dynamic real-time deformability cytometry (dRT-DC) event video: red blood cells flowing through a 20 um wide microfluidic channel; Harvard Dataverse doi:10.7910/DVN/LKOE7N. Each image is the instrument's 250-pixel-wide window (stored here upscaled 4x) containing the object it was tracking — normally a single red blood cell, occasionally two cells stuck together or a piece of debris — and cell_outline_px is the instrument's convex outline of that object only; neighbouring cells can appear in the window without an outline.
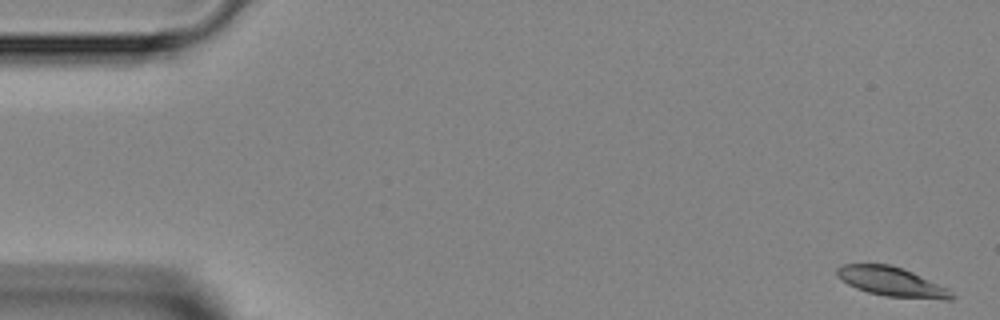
{"species": "Egyptian fruit bat (a non-hibernating species)", "species_latin": "Rousettus aegyptiacus", "temperature_condition": "room temperature", "stored_images_in_passage": 40, "camera_frame_rate_fps": 3000, "um_per_image_px": 0.085, "animal": {"sex": "female"}, "frame": {"image": 1, "passage_image": 1, "time_ms": 0.0, "image_size_px": [1000, 320], "cell_outline_px": [[956, 296], [952, 300], [944, 300], [884, 296], [868, 292], [856, 288], [840, 280], [836, 272], [836, 268], [844, 264], [892, 264], [912, 272], [948, 288]], "centroid_in_image_um": [75.82, 23.96], "position_along_channel_um": 9.2, "area_um2": 19.71}}
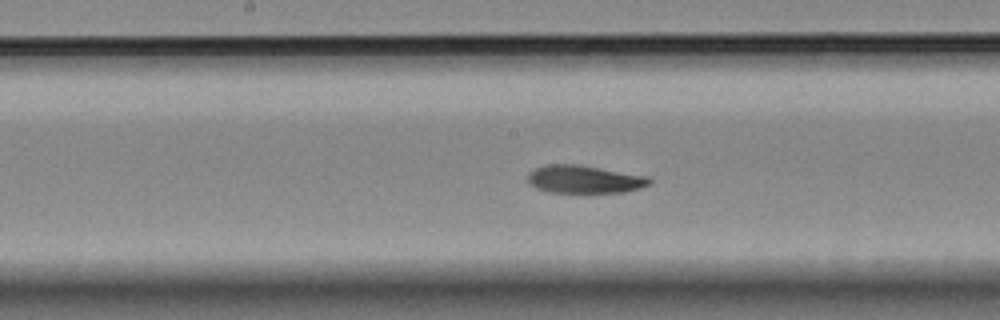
{"frame": {"image": 2, "passage_image": 23, "time_ms": 7.333, "image_size_px": [1000, 320], "cell_outline_px": [[652, 184], [640, 188], [624, 192], [588, 196], [548, 192], [536, 188], [528, 180], [528, 172], [544, 164], [580, 164], [648, 176], [652, 180]], "centroid_in_image_um": [49.7, 15.29], "position_along_channel_um": 198.5, "area_um2": 20.98}}
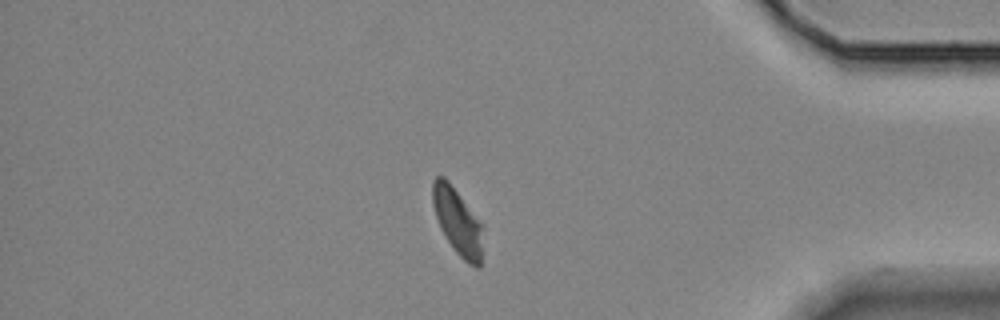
{"frame": {"image": 3, "passage_image": 39, "time_ms": 12.667, "image_size_px": [1000, 320], "cell_outline_px": [[480, 268], [476, 268], [468, 264], [452, 248], [440, 228], [432, 204], [432, 180], [436, 176], [444, 176], [448, 180], [480, 220]], "centroid_in_image_um": [38.83, 18.79], "position_along_channel_um": 396.4, "area_um2": 19.13}}